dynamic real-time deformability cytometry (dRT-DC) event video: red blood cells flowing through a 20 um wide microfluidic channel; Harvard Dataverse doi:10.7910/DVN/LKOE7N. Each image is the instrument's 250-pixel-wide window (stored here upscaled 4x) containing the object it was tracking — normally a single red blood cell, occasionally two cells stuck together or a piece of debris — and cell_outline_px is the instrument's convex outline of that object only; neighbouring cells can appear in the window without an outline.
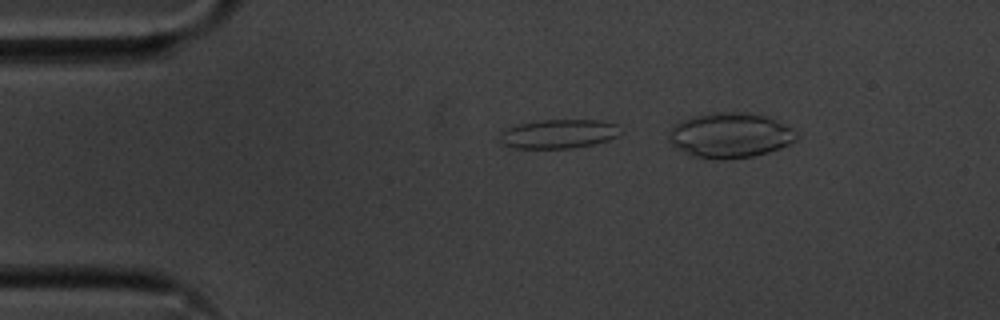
{"species": "common noctule bat (a hibernating species)", "species_latin": "Nyctalus noctula", "temperature_condition": "cold", "stored_images_in_passage": 16, "camera_frame_rate_fps": 3000, "um_per_image_px": 0.085, "animal": {"sex": "male", "body_mass_g": 20.1, "forearm_length_mm": 53.5}, "frame": {"image": 1, "passage_image": 4, "time_ms": 1.0, "image_size_px": [1000, 320], "cell_outline_px": [[616, 136], [608, 140], [592, 144], [572, 148], [512, 148], [500, 144], [500, 132], [504, 128], [516, 124], [540, 120], [600, 120], [616, 124]], "centroid_in_image_um": [47.35, 11.38], "position_along_channel_um": 37.6, "area_um2": 20.35}}
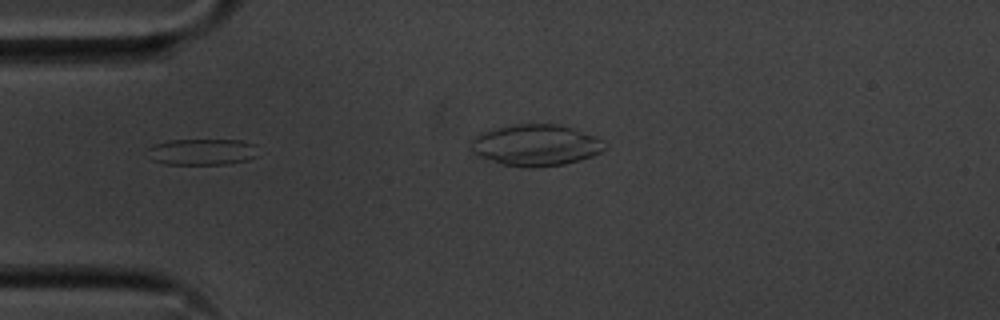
{"frame": {"image": 2, "passage_image": 9, "time_ms": 2.667, "image_size_px": [1000, 320], "cell_outline_px": [[256, 156], [248, 160], [224, 164], [164, 164], [152, 160], [144, 156], [148, 148], [156, 144], [168, 140], [240, 140], [256, 144]], "centroid_in_image_um": [17.12, 12.91], "position_along_channel_um": 67.9, "area_um2": 17.11}}
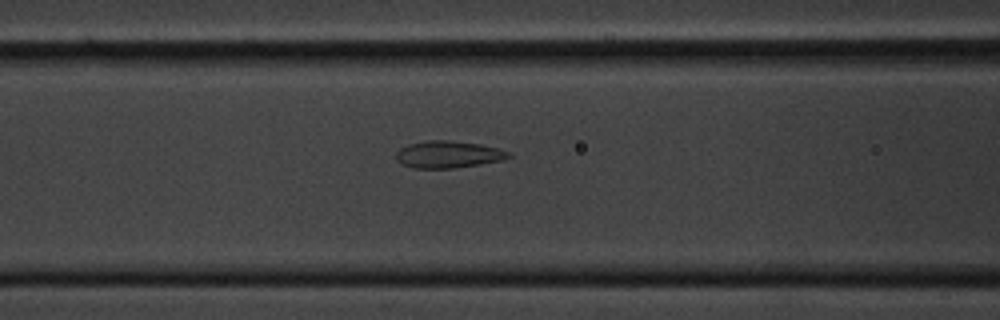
{"frame": {"image": 3, "passage_image": 14, "time_ms": 4.333, "image_size_px": [1000, 320], "cell_outline_px": [[512, 156], [500, 160], [480, 164], [452, 168], [412, 168], [400, 164], [396, 160], [396, 152], [400, 148], [408, 144], [428, 140], [448, 140], [480, 144], [512, 152]], "centroid_in_image_um": [38.06, 13.13], "position_along_channel_um": 128.5, "area_um2": 17.74}}